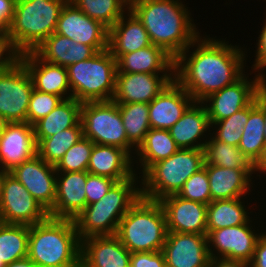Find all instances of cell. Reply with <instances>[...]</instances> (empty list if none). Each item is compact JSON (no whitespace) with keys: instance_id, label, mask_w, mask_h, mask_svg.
<instances>
[{"instance_id":"8992f818","label":"cell","mask_w":266,"mask_h":267,"mask_svg":"<svg viewBox=\"0 0 266 267\" xmlns=\"http://www.w3.org/2000/svg\"><path fill=\"white\" fill-rule=\"evenodd\" d=\"M167 233L160 202L140 196L120 220L115 236L134 253L161 251Z\"/></svg>"},{"instance_id":"5b68a950","label":"cell","mask_w":266,"mask_h":267,"mask_svg":"<svg viewBox=\"0 0 266 267\" xmlns=\"http://www.w3.org/2000/svg\"><path fill=\"white\" fill-rule=\"evenodd\" d=\"M69 0H16L8 34L20 53L34 51L57 26L62 8Z\"/></svg>"},{"instance_id":"3957f363","label":"cell","mask_w":266,"mask_h":267,"mask_svg":"<svg viewBox=\"0 0 266 267\" xmlns=\"http://www.w3.org/2000/svg\"><path fill=\"white\" fill-rule=\"evenodd\" d=\"M80 253L73 219L48 216L29 226L28 257L38 267H80Z\"/></svg>"},{"instance_id":"f1b7e54d","label":"cell","mask_w":266,"mask_h":267,"mask_svg":"<svg viewBox=\"0 0 266 267\" xmlns=\"http://www.w3.org/2000/svg\"><path fill=\"white\" fill-rule=\"evenodd\" d=\"M34 52L44 61L63 67L90 59L97 52L89 45L75 43L58 33L50 35Z\"/></svg>"},{"instance_id":"52a82bcc","label":"cell","mask_w":266,"mask_h":267,"mask_svg":"<svg viewBox=\"0 0 266 267\" xmlns=\"http://www.w3.org/2000/svg\"><path fill=\"white\" fill-rule=\"evenodd\" d=\"M204 164L203 149H179L139 175L141 196L159 201L164 197L178 194L185 181L203 168Z\"/></svg>"},{"instance_id":"9f6ffc18","label":"cell","mask_w":266,"mask_h":267,"mask_svg":"<svg viewBox=\"0 0 266 267\" xmlns=\"http://www.w3.org/2000/svg\"><path fill=\"white\" fill-rule=\"evenodd\" d=\"M5 174H6V171L4 169H2L0 166V187H1L2 178Z\"/></svg>"},{"instance_id":"681fc988","label":"cell","mask_w":266,"mask_h":267,"mask_svg":"<svg viewBox=\"0 0 266 267\" xmlns=\"http://www.w3.org/2000/svg\"><path fill=\"white\" fill-rule=\"evenodd\" d=\"M208 267H250V264L240 260L210 258Z\"/></svg>"},{"instance_id":"f35d334b","label":"cell","mask_w":266,"mask_h":267,"mask_svg":"<svg viewBox=\"0 0 266 267\" xmlns=\"http://www.w3.org/2000/svg\"><path fill=\"white\" fill-rule=\"evenodd\" d=\"M249 117V105L228 118L218 122H210L213 131L210 133L215 140L237 146Z\"/></svg>"},{"instance_id":"11a10c76","label":"cell","mask_w":266,"mask_h":267,"mask_svg":"<svg viewBox=\"0 0 266 267\" xmlns=\"http://www.w3.org/2000/svg\"><path fill=\"white\" fill-rule=\"evenodd\" d=\"M8 122L2 117V115L0 114V139L2 137V134H3V131H4V128L6 126Z\"/></svg>"},{"instance_id":"b9f144b4","label":"cell","mask_w":266,"mask_h":267,"mask_svg":"<svg viewBox=\"0 0 266 267\" xmlns=\"http://www.w3.org/2000/svg\"><path fill=\"white\" fill-rule=\"evenodd\" d=\"M63 99L57 95L33 89L27 112V123L33 125L41 118L49 115Z\"/></svg>"},{"instance_id":"8d00e7d4","label":"cell","mask_w":266,"mask_h":267,"mask_svg":"<svg viewBox=\"0 0 266 267\" xmlns=\"http://www.w3.org/2000/svg\"><path fill=\"white\" fill-rule=\"evenodd\" d=\"M128 141L137 149L151 129L148 103L118 104Z\"/></svg>"},{"instance_id":"ba28073f","label":"cell","mask_w":266,"mask_h":267,"mask_svg":"<svg viewBox=\"0 0 266 267\" xmlns=\"http://www.w3.org/2000/svg\"><path fill=\"white\" fill-rule=\"evenodd\" d=\"M71 94L78 102L110 101L115 92L117 62L110 51L66 67Z\"/></svg>"},{"instance_id":"2e32d148","label":"cell","mask_w":266,"mask_h":267,"mask_svg":"<svg viewBox=\"0 0 266 267\" xmlns=\"http://www.w3.org/2000/svg\"><path fill=\"white\" fill-rule=\"evenodd\" d=\"M162 253L166 267H208L207 234L168 232Z\"/></svg>"},{"instance_id":"ee69618b","label":"cell","mask_w":266,"mask_h":267,"mask_svg":"<svg viewBox=\"0 0 266 267\" xmlns=\"http://www.w3.org/2000/svg\"><path fill=\"white\" fill-rule=\"evenodd\" d=\"M20 60V53L15 49L8 31H0V71L11 68Z\"/></svg>"},{"instance_id":"4fadbf2b","label":"cell","mask_w":266,"mask_h":267,"mask_svg":"<svg viewBox=\"0 0 266 267\" xmlns=\"http://www.w3.org/2000/svg\"><path fill=\"white\" fill-rule=\"evenodd\" d=\"M55 33L68 37L75 43L89 45L96 52L108 49L109 29L85 15L71 1L62 8Z\"/></svg>"},{"instance_id":"e0dca14e","label":"cell","mask_w":266,"mask_h":267,"mask_svg":"<svg viewBox=\"0 0 266 267\" xmlns=\"http://www.w3.org/2000/svg\"><path fill=\"white\" fill-rule=\"evenodd\" d=\"M174 80V74L117 73L112 101L150 103Z\"/></svg>"},{"instance_id":"d4e9b609","label":"cell","mask_w":266,"mask_h":267,"mask_svg":"<svg viewBox=\"0 0 266 267\" xmlns=\"http://www.w3.org/2000/svg\"><path fill=\"white\" fill-rule=\"evenodd\" d=\"M149 45L148 32L130 9L109 29L108 50L116 60Z\"/></svg>"},{"instance_id":"9a60e30c","label":"cell","mask_w":266,"mask_h":267,"mask_svg":"<svg viewBox=\"0 0 266 267\" xmlns=\"http://www.w3.org/2000/svg\"><path fill=\"white\" fill-rule=\"evenodd\" d=\"M34 197V199L49 213L56 198L55 166L46 163L37 154L9 172Z\"/></svg>"},{"instance_id":"816d5d0a","label":"cell","mask_w":266,"mask_h":267,"mask_svg":"<svg viewBox=\"0 0 266 267\" xmlns=\"http://www.w3.org/2000/svg\"><path fill=\"white\" fill-rule=\"evenodd\" d=\"M255 172L266 174V144L264 146L261 157L255 163Z\"/></svg>"},{"instance_id":"30bf717a","label":"cell","mask_w":266,"mask_h":267,"mask_svg":"<svg viewBox=\"0 0 266 267\" xmlns=\"http://www.w3.org/2000/svg\"><path fill=\"white\" fill-rule=\"evenodd\" d=\"M48 212L30 192L9 172L0 187V222L32 226L44 221Z\"/></svg>"},{"instance_id":"8fae6325","label":"cell","mask_w":266,"mask_h":267,"mask_svg":"<svg viewBox=\"0 0 266 267\" xmlns=\"http://www.w3.org/2000/svg\"><path fill=\"white\" fill-rule=\"evenodd\" d=\"M33 81L21 60L0 71V114L8 123L27 122Z\"/></svg>"},{"instance_id":"484cf974","label":"cell","mask_w":266,"mask_h":267,"mask_svg":"<svg viewBox=\"0 0 266 267\" xmlns=\"http://www.w3.org/2000/svg\"><path fill=\"white\" fill-rule=\"evenodd\" d=\"M133 158L116 146L94 144L87 172L94 175L122 181L131 178L137 171Z\"/></svg>"},{"instance_id":"6f0895ef","label":"cell","mask_w":266,"mask_h":267,"mask_svg":"<svg viewBox=\"0 0 266 267\" xmlns=\"http://www.w3.org/2000/svg\"><path fill=\"white\" fill-rule=\"evenodd\" d=\"M5 263L3 261H0V267H5Z\"/></svg>"},{"instance_id":"4316f807","label":"cell","mask_w":266,"mask_h":267,"mask_svg":"<svg viewBox=\"0 0 266 267\" xmlns=\"http://www.w3.org/2000/svg\"><path fill=\"white\" fill-rule=\"evenodd\" d=\"M116 62L117 73L174 74L175 59L153 44L122 54Z\"/></svg>"},{"instance_id":"db71d44e","label":"cell","mask_w":266,"mask_h":267,"mask_svg":"<svg viewBox=\"0 0 266 267\" xmlns=\"http://www.w3.org/2000/svg\"><path fill=\"white\" fill-rule=\"evenodd\" d=\"M263 114L265 118V127H264V135L266 141V94L263 93Z\"/></svg>"},{"instance_id":"9c48e42d","label":"cell","mask_w":266,"mask_h":267,"mask_svg":"<svg viewBox=\"0 0 266 267\" xmlns=\"http://www.w3.org/2000/svg\"><path fill=\"white\" fill-rule=\"evenodd\" d=\"M83 136L94 144L116 146L132 158L136 148L128 141L117 103L110 101L85 102L81 107Z\"/></svg>"},{"instance_id":"4dcf8cb0","label":"cell","mask_w":266,"mask_h":267,"mask_svg":"<svg viewBox=\"0 0 266 267\" xmlns=\"http://www.w3.org/2000/svg\"><path fill=\"white\" fill-rule=\"evenodd\" d=\"M179 149L169 130L151 128L145 135L143 142L136 149V155L133 156V165L138 163L137 166L140 164L139 169H141L136 174L142 175L151 165L170 157ZM134 158L139 160V162Z\"/></svg>"},{"instance_id":"f907efd6","label":"cell","mask_w":266,"mask_h":267,"mask_svg":"<svg viewBox=\"0 0 266 267\" xmlns=\"http://www.w3.org/2000/svg\"><path fill=\"white\" fill-rule=\"evenodd\" d=\"M5 267H38L29 257L13 261Z\"/></svg>"},{"instance_id":"5bb4252c","label":"cell","mask_w":266,"mask_h":267,"mask_svg":"<svg viewBox=\"0 0 266 267\" xmlns=\"http://www.w3.org/2000/svg\"><path fill=\"white\" fill-rule=\"evenodd\" d=\"M244 74L234 84L210 94L202 101L210 122H218L247 107L260 90L259 74L252 79Z\"/></svg>"},{"instance_id":"d6a6232c","label":"cell","mask_w":266,"mask_h":267,"mask_svg":"<svg viewBox=\"0 0 266 267\" xmlns=\"http://www.w3.org/2000/svg\"><path fill=\"white\" fill-rule=\"evenodd\" d=\"M245 198L215 200L207 206V234L212 230L243 225L251 221Z\"/></svg>"},{"instance_id":"74e56055","label":"cell","mask_w":266,"mask_h":267,"mask_svg":"<svg viewBox=\"0 0 266 267\" xmlns=\"http://www.w3.org/2000/svg\"><path fill=\"white\" fill-rule=\"evenodd\" d=\"M88 17L110 29L129 10L128 0H69Z\"/></svg>"},{"instance_id":"c3c4849f","label":"cell","mask_w":266,"mask_h":267,"mask_svg":"<svg viewBox=\"0 0 266 267\" xmlns=\"http://www.w3.org/2000/svg\"><path fill=\"white\" fill-rule=\"evenodd\" d=\"M16 0H0V31H8Z\"/></svg>"},{"instance_id":"ac0fdd59","label":"cell","mask_w":266,"mask_h":267,"mask_svg":"<svg viewBox=\"0 0 266 267\" xmlns=\"http://www.w3.org/2000/svg\"><path fill=\"white\" fill-rule=\"evenodd\" d=\"M168 232L207 234V206L177 194L159 200Z\"/></svg>"},{"instance_id":"603a6c76","label":"cell","mask_w":266,"mask_h":267,"mask_svg":"<svg viewBox=\"0 0 266 267\" xmlns=\"http://www.w3.org/2000/svg\"><path fill=\"white\" fill-rule=\"evenodd\" d=\"M20 60L32 78L34 89L63 100L72 98L65 67L42 60L34 51L20 54Z\"/></svg>"},{"instance_id":"277c9868","label":"cell","mask_w":266,"mask_h":267,"mask_svg":"<svg viewBox=\"0 0 266 267\" xmlns=\"http://www.w3.org/2000/svg\"><path fill=\"white\" fill-rule=\"evenodd\" d=\"M140 180L135 173L131 178L116 182L101 200L87 205L74 223L81 240L91 236H113L122 217L140 198Z\"/></svg>"},{"instance_id":"ffe728a7","label":"cell","mask_w":266,"mask_h":267,"mask_svg":"<svg viewBox=\"0 0 266 267\" xmlns=\"http://www.w3.org/2000/svg\"><path fill=\"white\" fill-rule=\"evenodd\" d=\"M194 102L174 79L148 104L151 128L169 130Z\"/></svg>"},{"instance_id":"83f0119b","label":"cell","mask_w":266,"mask_h":267,"mask_svg":"<svg viewBox=\"0 0 266 267\" xmlns=\"http://www.w3.org/2000/svg\"><path fill=\"white\" fill-rule=\"evenodd\" d=\"M204 167L209 178L211 202L243 198L248 192L250 194L254 175L252 176L246 169L224 168L215 165H204Z\"/></svg>"},{"instance_id":"7402d4cb","label":"cell","mask_w":266,"mask_h":267,"mask_svg":"<svg viewBox=\"0 0 266 267\" xmlns=\"http://www.w3.org/2000/svg\"><path fill=\"white\" fill-rule=\"evenodd\" d=\"M131 252L115 236L81 240L80 267H129Z\"/></svg>"},{"instance_id":"e575fe53","label":"cell","mask_w":266,"mask_h":267,"mask_svg":"<svg viewBox=\"0 0 266 267\" xmlns=\"http://www.w3.org/2000/svg\"><path fill=\"white\" fill-rule=\"evenodd\" d=\"M83 137L80 121L76 126L67 128L51 137L36 139L37 155L46 163L56 166L64 154Z\"/></svg>"},{"instance_id":"7dc6e473","label":"cell","mask_w":266,"mask_h":267,"mask_svg":"<svg viewBox=\"0 0 266 267\" xmlns=\"http://www.w3.org/2000/svg\"><path fill=\"white\" fill-rule=\"evenodd\" d=\"M250 267H266V231L261 230V234L258 237L254 256L249 263Z\"/></svg>"},{"instance_id":"f546056e","label":"cell","mask_w":266,"mask_h":267,"mask_svg":"<svg viewBox=\"0 0 266 267\" xmlns=\"http://www.w3.org/2000/svg\"><path fill=\"white\" fill-rule=\"evenodd\" d=\"M265 118L263 114V93L259 90L256 98L249 104V117L238 148L255 164L261 157L266 144Z\"/></svg>"},{"instance_id":"ab89813d","label":"cell","mask_w":266,"mask_h":267,"mask_svg":"<svg viewBox=\"0 0 266 267\" xmlns=\"http://www.w3.org/2000/svg\"><path fill=\"white\" fill-rule=\"evenodd\" d=\"M94 143L83 137L74 144L55 166L57 172L87 171Z\"/></svg>"},{"instance_id":"6da1fadb","label":"cell","mask_w":266,"mask_h":267,"mask_svg":"<svg viewBox=\"0 0 266 267\" xmlns=\"http://www.w3.org/2000/svg\"><path fill=\"white\" fill-rule=\"evenodd\" d=\"M205 36H199L188 46L175 59L174 65V79L195 102H202L210 94L234 84L247 74L246 49L223 39Z\"/></svg>"},{"instance_id":"cb8c5ba5","label":"cell","mask_w":266,"mask_h":267,"mask_svg":"<svg viewBox=\"0 0 266 267\" xmlns=\"http://www.w3.org/2000/svg\"><path fill=\"white\" fill-rule=\"evenodd\" d=\"M210 129L205 105L202 102H194L169 132L180 149H203L212 131Z\"/></svg>"},{"instance_id":"f5cc1de1","label":"cell","mask_w":266,"mask_h":267,"mask_svg":"<svg viewBox=\"0 0 266 267\" xmlns=\"http://www.w3.org/2000/svg\"><path fill=\"white\" fill-rule=\"evenodd\" d=\"M264 74V75H263ZM265 73L261 72L259 74V81H260V91L264 94H266V77Z\"/></svg>"},{"instance_id":"7c38bea8","label":"cell","mask_w":266,"mask_h":267,"mask_svg":"<svg viewBox=\"0 0 266 267\" xmlns=\"http://www.w3.org/2000/svg\"><path fill=\"white\" fill-rule=\"evenodd\" d=\"M252 222L251 219L243 225L210 231L207 234L210 258H225L250 263L261 234L251 226Z\"/></svg>"},{"instance_id":"d6986e66","label":"cell","mask_w":266,"mask_h":267,"mask_svg":"<svg viewBox=\"0 0 266 267\" xmlns=\"http://www.w3.org/2000/svg\"><path fill=\"white\" fill-rule=\"evenodd\" d=\"M37 154L33 125L27 122L7 123L0 139V166L10 172Z\"/></svg>"},{"instance_id":"44dd1931","label":"cell","mask_w":266,"mask_h":267,"mask_svg":"<svg viewBox=\"0 0 266 267\" xmlns=\"http://www.w3.org/2000/svg\"><path fill=\"white\" fill-rule=\"evenodd\" d=\"M86 181L87 171L57 172L55 203L48 215L74 220L87 206Z\"/></svg>"},{"instance_id":"7a4b0ae2","label":"cell","mask_w":266,"mask_h":267,"mask_svg":"<svg viewBox=\"0 0 266 267\" xmlns=\"http://www.w3.org/2000/svg\"><path fill=\"white\" fill-rule=\"evenodd\" d=\"M181 1H129V9L142 22L151 44L161 47L174 59L200 36L190 10Z\"/></svg>"},{"instance_id":"d590c367","label":"cell","mask_w":266,"mask_h":267,"mask_svg":"<svg viewBox=\"0 0 266 267\" xmlns=\"http://www.w3.org/2000/svg\"><path fill=\"white\" fill-rule=\"evenodd\" d=\"M29 226L0 222V261L9 264L28 257Z\"/></svg>"},{"instance_id":"60d3db41","label":"cell","mask_w":266,"mask_h":267,"mask_svg":"<svg viewBox=\"0 0 266 267\" xmlns=\"http://www.w3.org/2000/svg\"><path fill=\"white\" fill-rule=\"evenodd\" d=\"M186 199L208 205L211 202L209 178L205 167L190 176L177 194Z\"/></svg>"},{"instance_id":"7bdbcfd3","label":"cell","mask_w":266,"mask_h":267,"mask_svg":"<svg viewBox=\"0 0 266 267\" xmlns=\"http://www.w3.org/2000/svg\"><path fill=\"white\" fill-rule=\"evenodd\" d=\"M117 181L99 175L90 174L87 172V181H86V202L87 205L93 204L101 200V198L107 194L109 189Z\"/></svg>"},{"instance_id":"836d02e7","label":"cell","mask_w":266,"mask_h":267,"mask_svg":"<svg viewBox=\"0 0 266 267\" xmlns=\"http://www.w3.org/2000/svg\"><path fill=\"white\" fill-rule=\"evenodd\" d=\"M204 145V165L224 168L246 169L251 175L256 174L255 164L237 147L215 140L211 135Z\"/></svg>"},{"instance_id":"bcb514c9","label":"cell","mask_w":266,"mask_h":267,"mask_svg":"<svg viewBox=\"0 0 266 267\" xmlns=\"http://www.w3.org/2000/svg\"><path fill=\"white\" fill-rule=\"evenodd\" d=\"M266 18V17H265ZM264 24L262 27V31L260 30V35L258 37L256 51H255V62L252 65V74L258 72L260 74L261 72H264V69L266 68V19L264 20Z\"/></svg>"},{"instance_id":"1f68e13d","label":"cell","mask_w":266,"mask_h":267,"mask_svg":"<svg viewBox=\"0 0 266 267\" xmlns=\"http://www.w3.org/2000/svg\"><path fill=\"white\" fill-rule=\"evenodd\" d=\"M82 103L76 99H64L53 111L33 124L35 139L51 137L81 120Z\"/></svg>"},{"instance_id":"f6af8a7d","label":"cell","mask_w":266,"mask_h":267,"mask_svg":"<svg viewBox=\"0 0 266 267\" xmlns=\"http://www.w3.org/2000/svg\"><path fill=\"white\" fill-rule=\"evenodd\" d=\"M129 267H166L162 251L134 252Z\"/></svg>"}]
</instances>
